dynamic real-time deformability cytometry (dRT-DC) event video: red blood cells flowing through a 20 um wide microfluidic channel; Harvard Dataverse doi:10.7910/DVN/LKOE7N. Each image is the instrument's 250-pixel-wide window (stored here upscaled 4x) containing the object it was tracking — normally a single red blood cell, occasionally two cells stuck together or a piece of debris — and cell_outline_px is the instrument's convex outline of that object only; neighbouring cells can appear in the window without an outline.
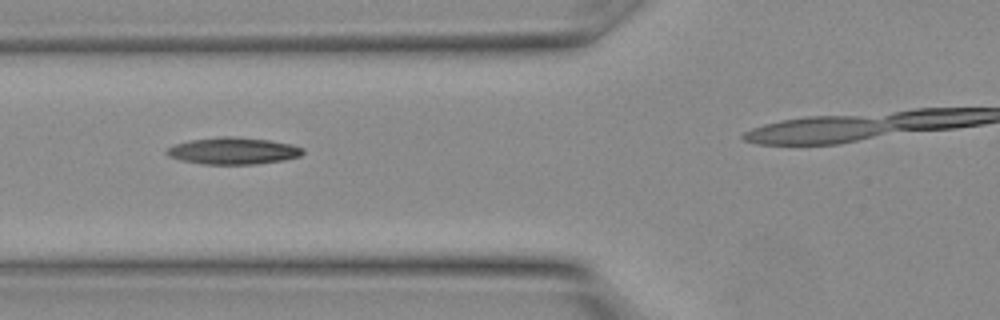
{"species": "Egyptian fruit bat (a non-hibernating species)", "species_latin": "Rousettus aegyptiacus", "temperature_condition": "warm", "stored_images_in_passage": 16, "camera_frame_rate_fps": 3000, "um_per_image_px": 0.085, "animal": {"sex": "female"}, "frame": {"image": 1, "passage_image": 3, "time_ms": 0.667, "image_size_px": [1000, 320], "cell_outline_px": [[304, 152], [300, 156], [284, 160], [256, 164], [204, 164], [180, 160], [164, 152], [168, 148], [176, 144], [192, 140], [220, 136], [228, 136], [268, 140], [288, 144], [304, 148]], "centroid_in_image_um": [19.83, 12.83], "position_along_channel_um": 106.0, "area_um2": 20.98}}